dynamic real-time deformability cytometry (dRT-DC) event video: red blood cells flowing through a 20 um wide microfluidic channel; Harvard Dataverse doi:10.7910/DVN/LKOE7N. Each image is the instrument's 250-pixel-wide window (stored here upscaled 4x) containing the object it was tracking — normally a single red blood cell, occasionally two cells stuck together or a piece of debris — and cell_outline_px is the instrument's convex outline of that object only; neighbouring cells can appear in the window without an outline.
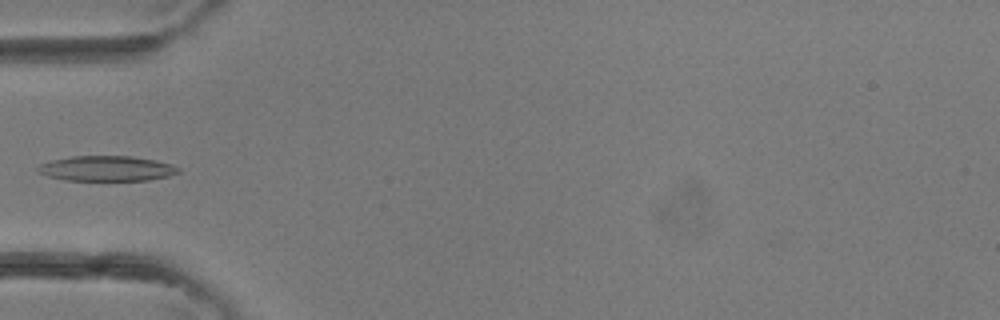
{"species": "common noctule bat (a hibernating species)", "species_latin": "Nyctalus noctula", "temperature_condition": "room temperature", "stored_images_in_passage": 4, "camera_frame_rate_fps": 3000, "um_per_image_px": 0.085, "animal": {"sex": "female"}, "frame": {"image": 1, "passage_image": 4, "time_ms": 1.0, "image_size_px": [1000, 320], "cell_outline_px": [[180, 172], [168, 176], [148, 180], [64, 180], [48, 176], [36, 172], [36, 168], [40, 164], [52, 160], [72, 156], [132, 156], [156, 160], [172, 164], [180, 168]], "centroid_in_image_um": [9.06, 14.32], "position_along_channel_um": 75.9, "area_um2": 20.69}}